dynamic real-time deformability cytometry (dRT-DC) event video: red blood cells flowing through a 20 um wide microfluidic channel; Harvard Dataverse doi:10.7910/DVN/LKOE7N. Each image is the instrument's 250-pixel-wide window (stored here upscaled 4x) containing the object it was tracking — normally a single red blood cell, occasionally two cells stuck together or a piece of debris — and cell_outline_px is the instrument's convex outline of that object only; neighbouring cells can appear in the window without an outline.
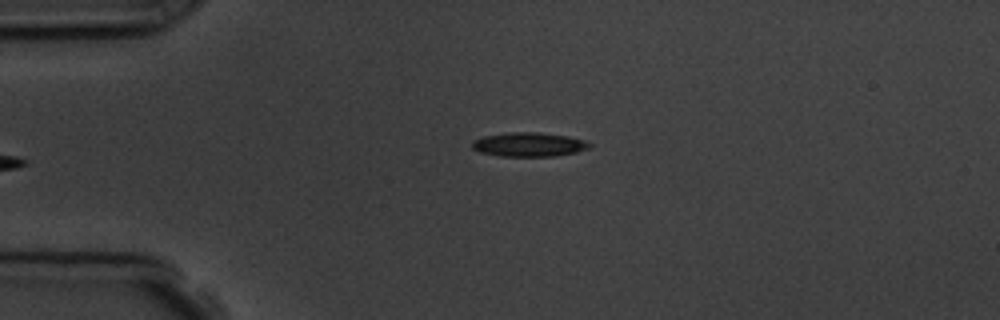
{"species": "common noctule bat (a hibernating species)", "species_latin": "Nyctalus noctula", "temperature_condition": "room temperature", "stored_images_in_passage": 4, "camera_frame_rate_fps": 3000, "um_per_image_px": 0.085, "animal": {"sex": "male", "body_mass_g": 19.5, "forearm_length_mm": 54.6}, "frame": {"image": 1, "passage_image": 4, "time_ms": 3.667, "image_size_px": [1000, 320], "cell_outline_px": [[592, 144], [588, 148], [576, 152], [556, 156], [500, 156], [480, 152], [472, 148], [472, 140], [484, 136], [508, 132], [536, 132], [568, 136], [584, 140]], "centroid_in_image_um": [44.94, 12.28], "position_along_channel_um": 40.1, "area_um2": 16.47}}